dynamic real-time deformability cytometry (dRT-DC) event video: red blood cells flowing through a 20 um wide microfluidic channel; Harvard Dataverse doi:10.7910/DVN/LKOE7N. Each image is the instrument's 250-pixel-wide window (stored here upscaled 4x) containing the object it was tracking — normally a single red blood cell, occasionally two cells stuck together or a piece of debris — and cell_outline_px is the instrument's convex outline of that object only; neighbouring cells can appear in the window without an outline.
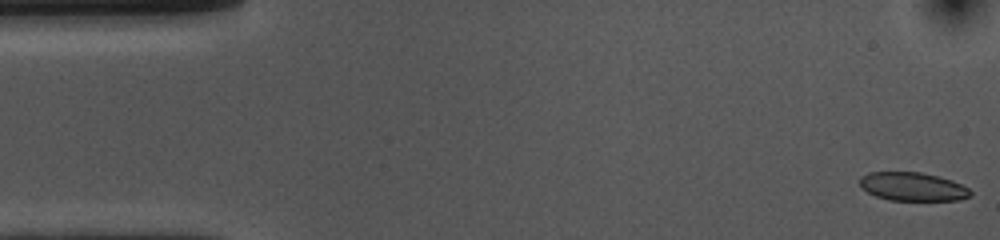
{"species": "common noctule bat (a hibernating species)", "species_latin": "Nyctalus noctula", "temperature_condition": "cold", "stored_images_in_passage": 52, "camera_frame_rate_fps": 3000, "um_per_image_px": 0.085, "animal": {"sex": "female", "body_mass_g": 10.0, "forearm_length_mm": 53.1}, "frame": {"image": 1, "passage_image": 1, "time_ms": 0.0, "image_size_px": [1000, 240], "cell_outline_px": [[972, 196], [960, 200], [888, 200], [876, 196], [860, 188], [860, 176], [868, 172], [920, 172], [952, 180], [968, 188], [972, 192]], "centroid_in_image_um": [77.56, 15.87], "position_along_channel_um": 7.4, "area_um2": 18.44}}
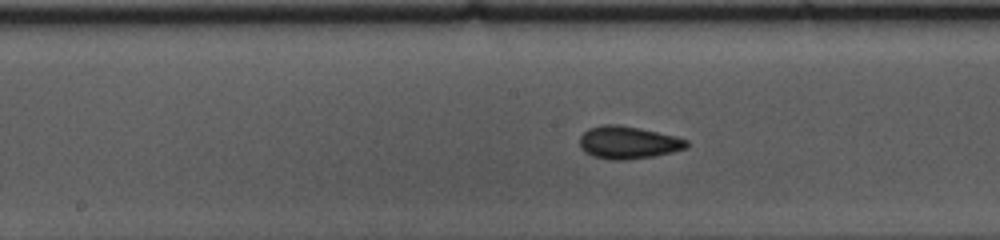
{"frame": {"image": 2, "passage_image": 25, "time_ms": 8.0, "image_size_px": [1000, 240], "cell_outline_px": [[688, 148], [672, 152], [652, 156], [628, 160], [608, 160], [592, 156], [584, 152], [580, 148], [580, 136], [588, 128], [604, 124], [616, 124], [640, 128], [676, 136], [688, 140]], "centroid_in_image_um": [53.38, 12.12], "position_along_channel_um": 194.8, "area_um2": 20.52}}
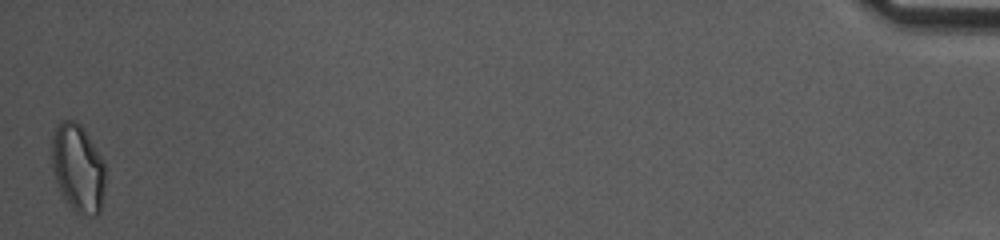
{"frame": {"image": 3, "passage_image": 52, "time_ms": 17.0, "image_size_px": [1000, 240], "cell_outline_px": [[104, 188], [100, 212], [96, 216], [92, 216], [76, 212], [68, 204], [56, 180], [52, 168], [52, 136], [56, 124], [60, 120], [76, 120], [84, 128], [104, 160]], "centroid_in_image_um": [6.63, 14.24], "position_along_channel_um": 428.6, "area_um2": 27.51}, "authors_computed_cell_mechanics": {"area_um2": 19.7676, "velocity_mm_per_s": 3.7211, "shape_relaxation_time_tau1_ms": 5.9791, "shape_relaxation_time_tau2_ms": 1.8716, "deformation_change_tau1": 0.1131, "deformation_change_tau2": 0.0683}}